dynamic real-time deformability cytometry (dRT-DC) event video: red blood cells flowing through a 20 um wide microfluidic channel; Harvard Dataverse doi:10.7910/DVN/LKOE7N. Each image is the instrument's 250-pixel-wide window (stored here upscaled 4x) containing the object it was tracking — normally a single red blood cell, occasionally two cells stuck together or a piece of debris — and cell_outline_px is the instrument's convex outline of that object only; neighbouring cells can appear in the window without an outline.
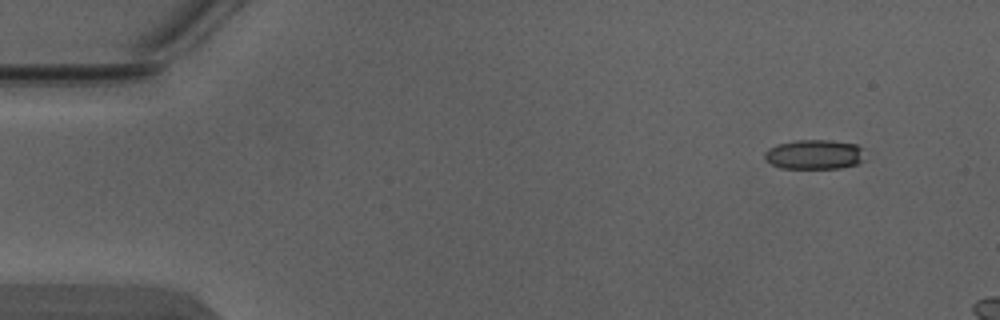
{"species": "Egyptian fruit bat (a non-hibernating species)", "species_latin": "Rousettus aegyptiacus", "temperature_condition": "warm", "stored_images_in_passage": 4, "segment_of_instrument_passage": [2, 2], "camera_frame_rate_fps": 3000, "um_per_image_px": 0.085, "animal": {"sex": "male"}, "frame": {"image": 1, "passage_image": 4, "time_ms": 1.0, "image_size_px": [1000, 320], "cell_outline_px": [[864, 160], [856, 164], [840, 168], [780, 168], [764, 160], [764, 152], [768, 148], [776, 144], [796, 140], [828, 140], [856, 144], [860, 148]], "centroid_in_image_um": [69.16, 13.13], "position_along_channel_um": 15.8, "area_um2": 17.28}}